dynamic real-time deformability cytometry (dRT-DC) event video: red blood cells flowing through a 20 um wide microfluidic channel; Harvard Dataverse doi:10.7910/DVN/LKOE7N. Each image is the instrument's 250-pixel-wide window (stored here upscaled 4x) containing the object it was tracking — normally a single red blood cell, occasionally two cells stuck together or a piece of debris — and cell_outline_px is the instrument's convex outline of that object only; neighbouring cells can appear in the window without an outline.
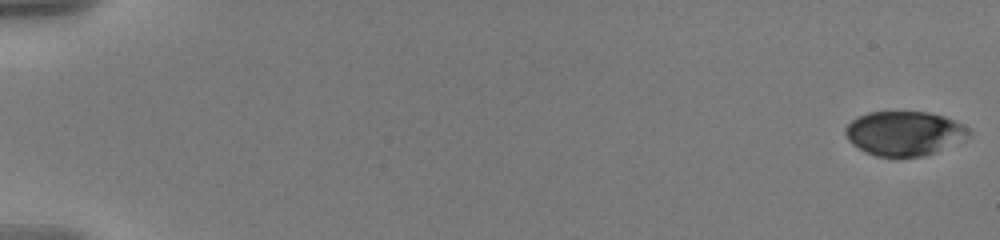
{"species": "human", "species_latin": "Homo sapiens", "temperature_condition": "warm", "stored_images_in_passage": 58, "camera_frame_rate_fps": 3000, "um_per_image_px": 0.085, "donor": {"sex": "male"}, "frame": {"image": 1, "passage_image": 1, "time_ms": 0.0, "image_size_px": [1000, 240], "cell_outline_px": [[972, 136], [924, 156], [900, 160], [896, 160], [876, 156], [864, 152], [852, 144], [848, 140], [844, 132], [844, 128], [856, 116], [868, 112], [928, 112], [944, 116], [968, 128], [972, 132]], "centroid_in_image_um": [76.82, 11.37], "position_along_channel_um": 8.2, "area_um2": 32.6}}
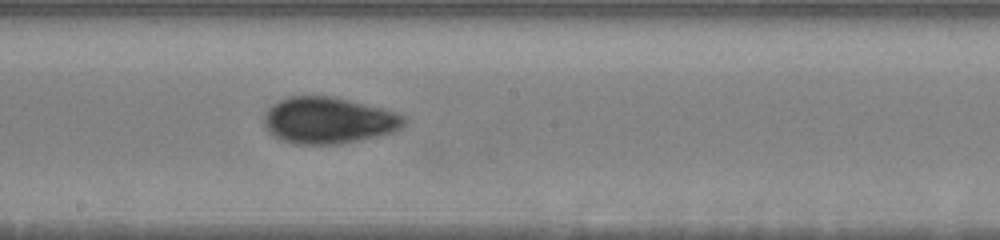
{"frame": {"image": 2, "passage_image": 34, "time_ms": 11.0, "image_size_px": [1000, 240], "cell_outline_px": [[408, 120], [400, 128], [392, 132], [356, 140], [336, 144], [292, 144], [280, 140], [272, 136], [264, 124], [264, 112], [272, 104], [288, 96], [332, 96], [384, 108], [396, 112], [404, 116]], "centroid_in_image_um": [27.88, 10.22], "position_along_channel_um": 220.3, "area_um2": 37.97}}
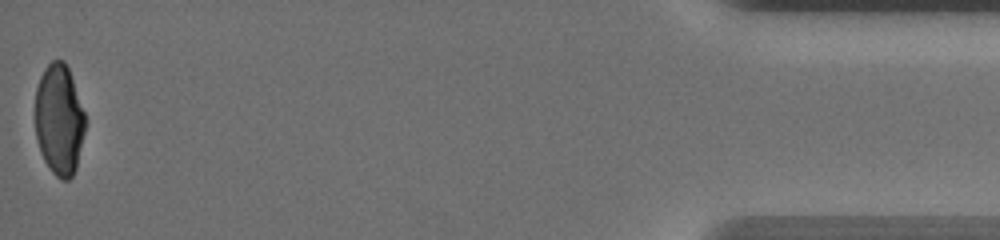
{"frame": {"image": 3, "passage_image": 58, "time_ms": 19.0, "image_size_px": [1000, 240], "cell_outline_px": [[84, 132], [76, 168], [72, 176], [68, 180], [60, 180], [52, 172], [44, 160], [40, 152], [36, 140], [36, 88], [40, 76], [44, 68], [52, 60], [64, 60], [68, 68], [84, 112]], "centroid_in_image_um": [5.01, 10.18], "position_along_channel_um": 430.2, "area_um2": 32.08}, "authors_computed_cell_mechanics": {"area_um2": 34.2176, "velocity_mm_per_s": 3.6043, "shape_relaxation_time_tau1_ms": 5.355, "shape_relaxation_time_tau2_ms": 1.1307, "deformation_change_tau1": 0.1705, "deformation_change_tau2": 0.0339}}